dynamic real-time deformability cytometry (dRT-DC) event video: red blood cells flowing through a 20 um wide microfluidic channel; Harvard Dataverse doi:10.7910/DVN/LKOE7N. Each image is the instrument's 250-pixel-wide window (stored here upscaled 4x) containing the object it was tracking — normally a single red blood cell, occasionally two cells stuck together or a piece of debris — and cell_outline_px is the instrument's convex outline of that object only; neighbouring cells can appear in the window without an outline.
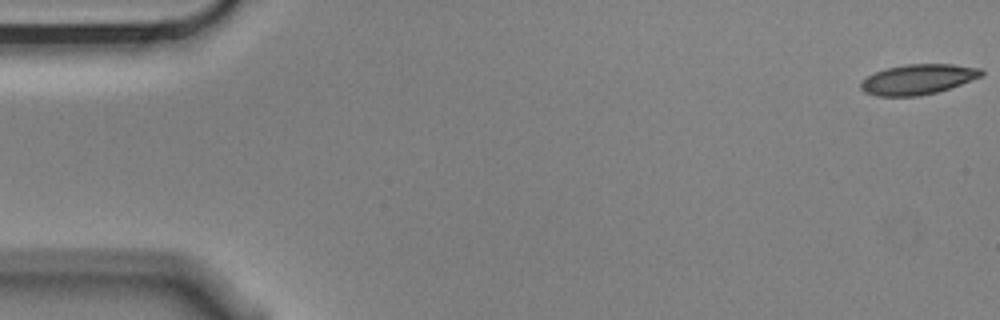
{"species": "Egyptian fruit bat (a non-hibernating species)", "species_latin": "Rousettus aegyptiacus", "temperature_condition": "cold", "stored_images_in_passage": 5, "camera_frame_rate_fps": 3000, "um_per_image_px": 0.085, "animal": {"sex": "male"}, "frame": {"image": 1, "passage_image": 1, "time_ms": 0.0, "image_size_px": [1000, 320], "cell_outline_px": [[984, 76], [936, 92], [920, 96], [876, 96], [864, 92], [860, 88], [860, 84], [868, 76], [876, 72], [888, 68], [904, 64], [952, 64], [980, 68], [984, 72]], "centroid_in_image_um": [78.04, 6.74], "position_along_channel_um": 7.0, "area_um2": 21.1}}
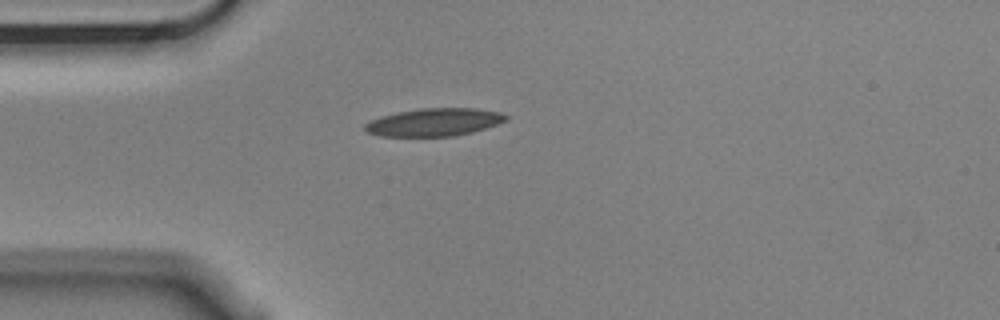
{"frame": {"image": 2, "passage_image": 5, "time_ms": 1.333, "image_size_px": [1000, 320], "cell_outline_px": [[508, 120], [472, 132], [452, 136], [380, 136], [368, 132], [364, 128], [364, 124], [372, 120], [384, 116], [400, 112], [420, 108], [476, 108], [500, 112], [508, 116]], "centroid_in_image_um": [36.94, 10.38], "position_along_channel_um": 48.1, "area_um2": 22.54}}